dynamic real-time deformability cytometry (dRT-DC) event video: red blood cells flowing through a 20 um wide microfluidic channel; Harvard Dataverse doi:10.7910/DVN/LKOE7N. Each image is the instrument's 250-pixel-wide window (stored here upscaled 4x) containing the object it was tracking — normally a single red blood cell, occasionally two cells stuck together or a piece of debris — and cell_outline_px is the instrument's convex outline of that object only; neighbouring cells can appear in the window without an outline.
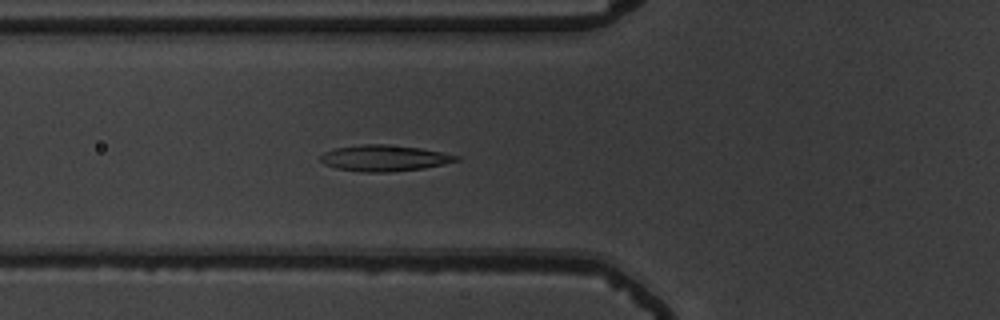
{"species": "common noctule bat (a hibernating species)", "species_latin": "Nyctalus noctula", "temperature_condition": "warm", "stored_images_in_passage": 56, "camera_frame_rate_fps": 3000, "um_per_image_px": 0.085, "animal": {"sex": "male", "body_mass_g": 19.5, "forearm_length_mm": 54.6}, "frame": {"image": 1, "passage_image": 21, "time_ms": 6.667, "image_size_px": [1000, 320], "cell_outline_px": [[460, 160], [444, 164], [424, 168], [392, 172], [360, 172], [336, 168], [324, 164], [320, 160], [320, 156], [324, 152], [336, 148], [364, 144], [388, 144], [420, 148], [460, 156]], "centroid_in_image_um": [32.67, 13.44], "position_along_channel_um": 93.1, "area_um2": 20.69}}
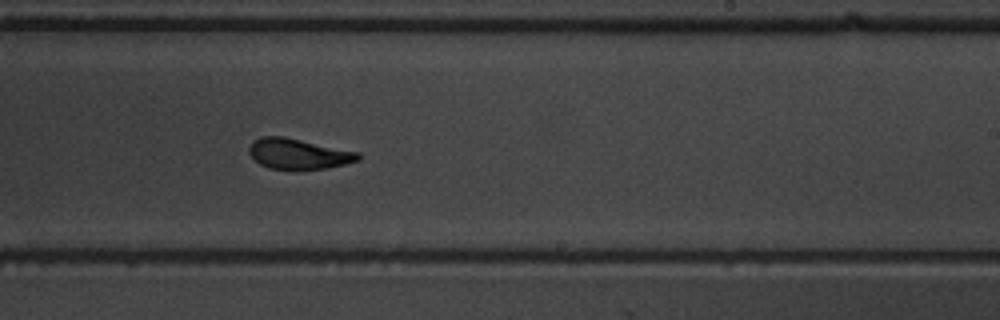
{"frame": {"image": 2, "passage_image": 35, "time_ms": 11.333, "image_size_px": [1000, 320], "cell_outline_px": [[364, 156], [360, 160], [328, 168], [268, 168], [260, 164], [248, 152], [248, 148], [252, 140], [260, 136], [284, 136], [360, 152]], "centroid_in_image_um": [25.39, 13.05], "position_along_channel_um": 263.6, "area_um2": 19.36}}
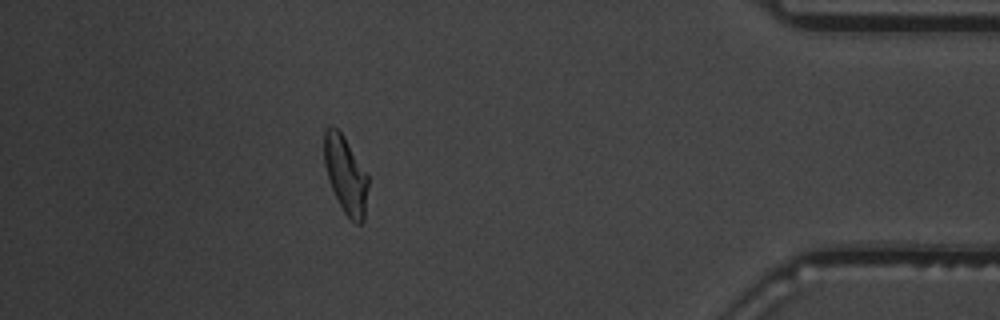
{"frame": {"image": 3, "passage_image": 50, "time_ms": 16.333, "image_size_px": [1000, 320], "cell_outline_px": [[368, 188], [364, 220], [360, 224], [356, 224], [344, 212], [328, 180], [324, 164], [324, 132], [332, 124], [344, 136], [368, 176]], "centroid_in_image_um": [29.37, 14.86], "position_along_channel_um": 405.8, "area_um2": 19.59}, "authors_computed_cell_mechanics": {"area_um2": 20.1144, "velocity_mm_per_s": 3.6527, "shape_relaxation_time_tau1_ms": 3.7764, "shape_relaxation_time_tau2_ms": 1.4101, "deformation_change_tau1": 0.1409, "deformation_change_tau2": 0.0879}}